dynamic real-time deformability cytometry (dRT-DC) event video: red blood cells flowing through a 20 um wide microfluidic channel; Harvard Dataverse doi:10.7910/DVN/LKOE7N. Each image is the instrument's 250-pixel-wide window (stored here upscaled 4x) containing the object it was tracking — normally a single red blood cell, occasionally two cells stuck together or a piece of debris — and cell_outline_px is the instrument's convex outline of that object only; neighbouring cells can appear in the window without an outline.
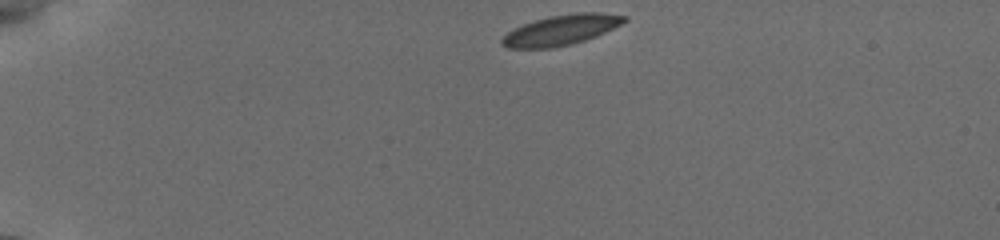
{"species": "common noctule bat (a hibernating species)", "species_latin": "Nyctalus noctula", "temperature_condition": "cold", "stored_images_in_passage": 75, "camera_frame_rate_fps": 3000, "um_per_image_px": 0.085, "animal": {"sex": "female", "body_mass_g": 19.5, "forearm_length_mm": 54.1}, "frame": {"image": 1, "passage_image": 1, "time_ms": 0.0, "image_size_px": [1000, 240], "cell_outline_px": [[628, 20], [596, 36], [572, 44], [552, 48], [508, 48], [500, 44], [500, 40], [508, 32], [524, 24], [548, 16], [576, 12], [596, 12], [628, 16]], "centroid_in_image_um": [47.69, 2.55], "position_along_channel_um": 37.3, "area_um2": 21.39}}
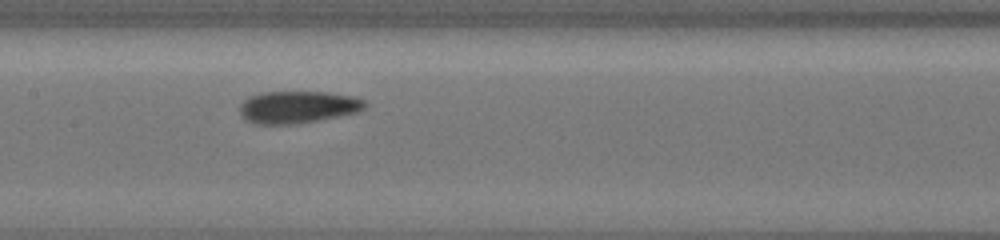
{"frame": {"image": 2, "passage_image": 42, "time_ms": 5.667, "image_size_px": [1000, 240], "cell_outline_px": [[364, 108], [356, 112], [312, 120], [288, 124], [252, 124], [244, 120], [240, 112], [240, 104], [248, 96], [260, 92], [328, 92], [352, 96], [364, 100]], "centroid_in_image_um": [25.21, 9.08], "position_along_channel_um": 182.2, "area_um2": 23.12}}
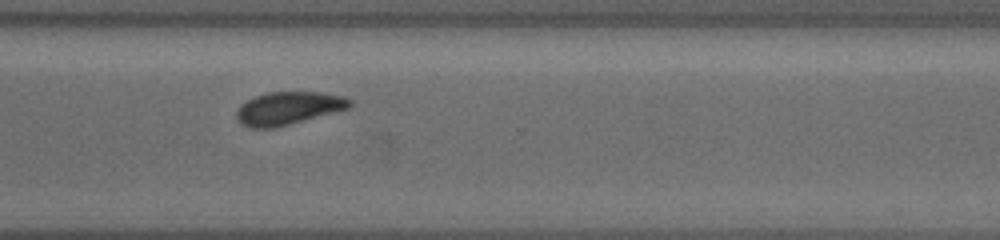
{"frame": {"image": 3, "passage_image": 74, "time_ms": 10.0, "image_size_px": [1000, 240], "cell_outline_px": [[352, 104], [348, 108], [276, 128], [252, 128], [244, 124], [236, 116], [236, 112], [240, 104], [256, 96], [268, 92], [320, 92], [344, 96], [352, 100]], "centroid_in_image_um": [24.52, 9.19], "position_along_channel_um": 346.1, "area_um2": 21.5}}